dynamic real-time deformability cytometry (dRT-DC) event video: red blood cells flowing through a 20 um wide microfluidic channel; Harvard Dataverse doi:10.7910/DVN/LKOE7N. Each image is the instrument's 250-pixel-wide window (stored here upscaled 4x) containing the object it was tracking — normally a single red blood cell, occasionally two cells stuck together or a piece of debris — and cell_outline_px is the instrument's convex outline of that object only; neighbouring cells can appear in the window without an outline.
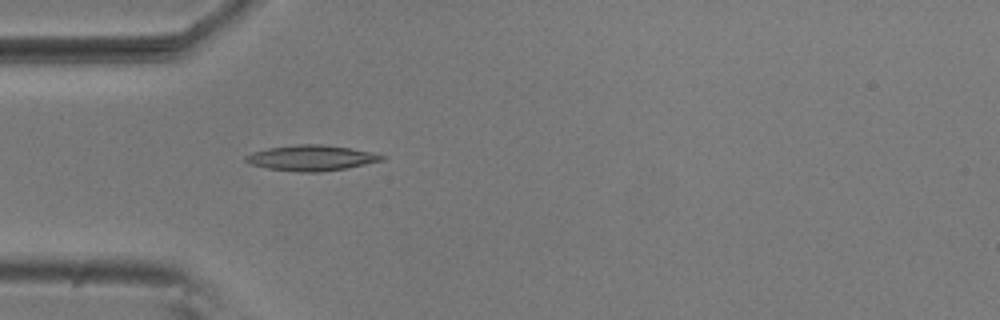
{"species": "common noctule bat (a hibernating species)", "species_latin": "Nyctalus noctula", "temperature_condition": "room temperature", "stored_images_in_passage": 3, "camera_frame_rate_fps": 3000, "um_per_image_px": 0.085, "animal": {"sex": "male", "body_mass_g": 20.5, "forearm_length_mm": 52.5}, "frame": {"image": 1, "passage_image": 3, "time_ms": 0.667, "image_size_px": [1000, 320], "cell_outline_px": [[384, 160], [348, 168], [320, 172], [300, 172], [268, 168], [248, 164], [244, 160], [244, 156], [252, 152], [268, 148], [296, 144], [324, 144], [372, 152], [384, 156]], "centroid_in_image_um": [26.43, 13.42], "position_along_channel_um": 58.6, "area_um2": 20.29}}